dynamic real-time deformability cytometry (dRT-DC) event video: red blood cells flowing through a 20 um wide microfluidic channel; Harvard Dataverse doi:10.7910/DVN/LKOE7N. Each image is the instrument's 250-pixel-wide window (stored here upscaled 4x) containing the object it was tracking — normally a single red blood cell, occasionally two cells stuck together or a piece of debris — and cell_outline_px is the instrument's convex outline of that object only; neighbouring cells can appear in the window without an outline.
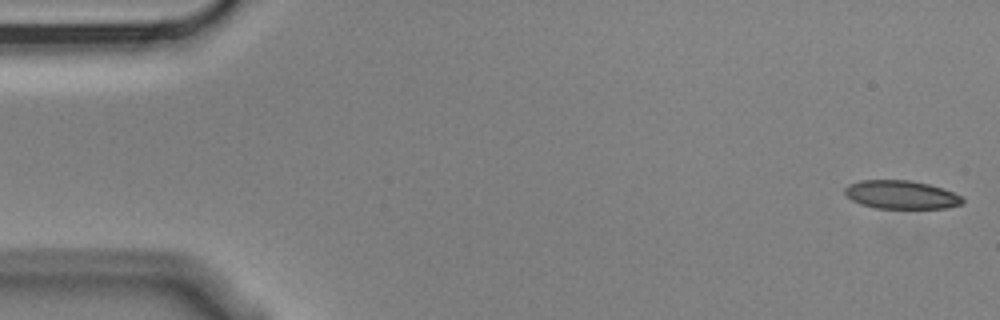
{"species": "Egyptian fruit bat (a non-hibernating species)", "species_latin": "Rousettus aegyptiacus", "temperature_condition": "cold", "stored_images_in_passage": 6, "segment_of_instrument_passage": [1, 2], "camera_frame_rate_fps": 3000, "um_per_image_px": 0.085, "animal": {"sex": "male"}, "frame": {"image": 1, "passage_image": 1, "time_ms": 0.0, "image_size_px": [1000, 320], "cell_outline_px": [[964, 204], [944, 208], [876, 208], [860, 204], [852, 200], [844, 192], [844, 188], [848, 184], [860, 180], [908, 180], [928, 184], [944, 188], [960, 196], [964, 200]], "centroid_in_image_um": [76.59, 16.55], "position_along_channel_um": 8.4, "area_um2": 19.48}}